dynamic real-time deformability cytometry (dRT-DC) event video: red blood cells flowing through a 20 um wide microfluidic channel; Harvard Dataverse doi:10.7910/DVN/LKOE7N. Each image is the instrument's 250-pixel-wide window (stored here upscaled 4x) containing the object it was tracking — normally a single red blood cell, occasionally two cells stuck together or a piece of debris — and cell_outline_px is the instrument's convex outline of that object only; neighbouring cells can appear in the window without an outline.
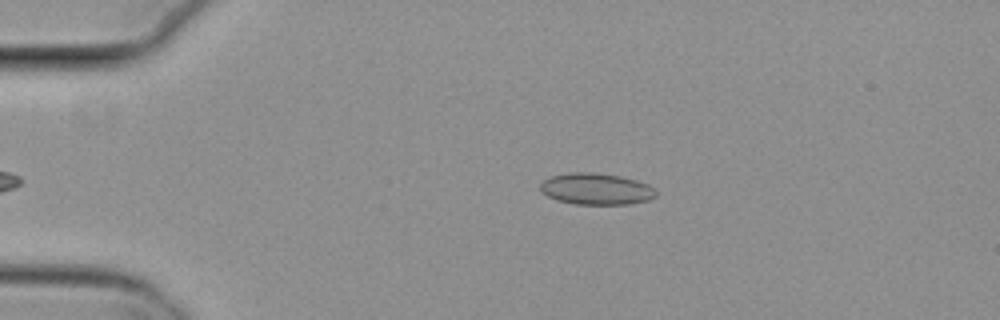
{"species": "common noctule bat (a hibernating species)", "species_latin": "Nyctalus noctula", "temperature_condition": "cold", "stored_images_in_passage": 37, "camera_frame_rate_fps": 3000, "um_per_image_px": 0.085, "animal": {"sex": "female", "body_mass_g": 29.2, "forearm_length_mm": 56.3}, "frame": {"image": 1, "passage_image": 2, "time_ms": 0.333, "image_size_px": [1000, 320], "cell_outline_px": [[656, 196], [648, 200], [628, 204], [572, 204], [556, 200], [540, 192], [540, 184], [544, 180], [552, 176], [568, 172], [592, 172], [620, 176], [636, 180], [648, 184], [656, 192]], "centroid_in_image_um": [50.64, 16.06], "position_along_channel_um": 34.4, "area_um2": 21.27}}
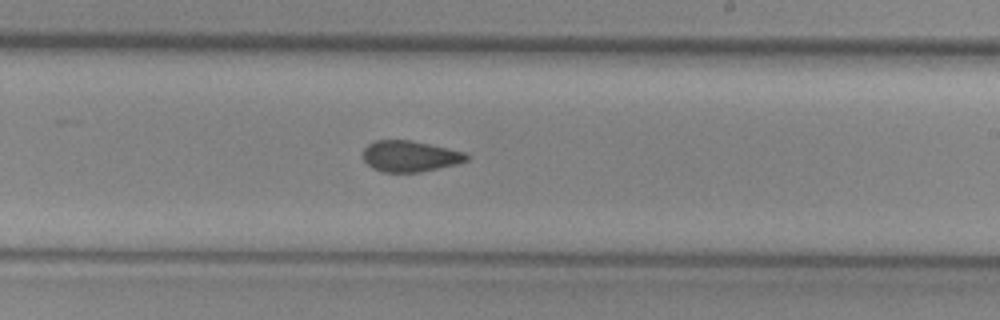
{"frame": {"image": 2, "passage_image": 23, "time_ms": 7.333, "image_size_px": [1000, 320], "cell_outline_px": [[468, 160], [460, 164], [420, 172], [384, 172], [372, 168], [360, 156], [364, 148], [368, 144], [376, 140], [408, 140], [428, 144], [464, 152], [468, 156]], "centroid_in_image_um": [34.82, 13.29], "position_along_channel_um": 254.2, "area_um2": 18.79}}
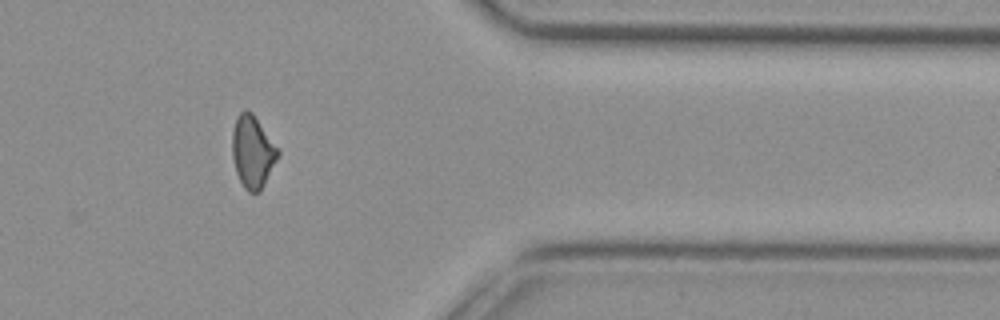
{"frame": {"image": 3, "passage_image": 35, "time_ms": 11.333, "image_size_px": [1000, 320], "cell_outline_px": [[280, 152], [260, 192], [248, 192], [244, 188], [236, 172], [232, 156], [232, 132], [236, 116], [244, 108], [252, 112], [280, 148]], "centroid_in_image_um": [21.47, 12.86], "position_along_channel_um": 389.9, "area_um2": 19.42}, "authors_computed_cell_mechanics": {"area_um2": 19.4786, "velocity_mm_per_s": 3.8306, "shape_relaxation_time_tau1_ms": null, "shape_relaxation_time_tau2_ms": 3.7585, "deformation_change_tau1": null, "deformation_change_tau2": 0.0739}}